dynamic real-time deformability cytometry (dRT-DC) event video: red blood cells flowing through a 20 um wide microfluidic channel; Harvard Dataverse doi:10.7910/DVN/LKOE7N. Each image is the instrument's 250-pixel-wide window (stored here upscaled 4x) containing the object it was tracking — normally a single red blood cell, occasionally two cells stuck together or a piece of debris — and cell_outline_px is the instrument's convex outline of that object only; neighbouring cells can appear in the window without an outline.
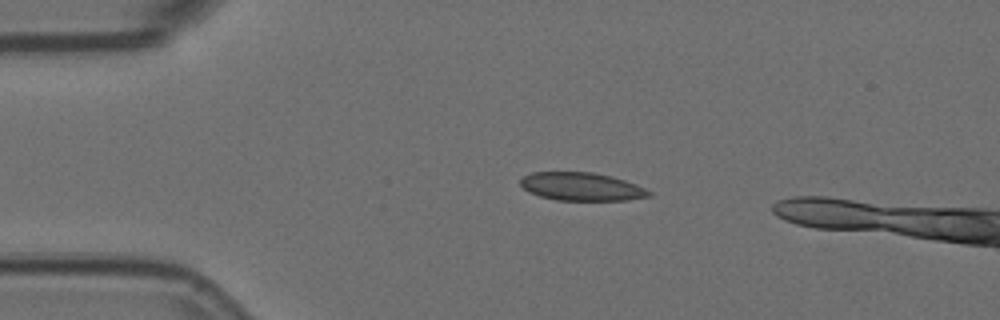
{"species": "Egyptian fruit bat (a non-hibernating species)", "species_latin": "Rousettus aegyptiacus", "temperature_condition": "room temperature", "stored_images_in_passage": 2, "camera_frame_rate_fps": 3000, "um_per_image_px": 0.085, "animal": {"sex": "female"}, "frame": {"image": 1, "passage_image": 1, "time_ms": 0.0, "image_size_px": [1000, 320], "cell_outline_px": [[652, 196], [628, 200], [556, 200], [540, 196], [528, 192], [520, 184], [520, 180], [524, 176], [532, 172], [592, 172], [612, 176], [636, 184], [652, 192]], "centroid_in_image_um": [49.44, 15.86], "position_along_channel_um": 35.6, "area_um2": 21.1}}